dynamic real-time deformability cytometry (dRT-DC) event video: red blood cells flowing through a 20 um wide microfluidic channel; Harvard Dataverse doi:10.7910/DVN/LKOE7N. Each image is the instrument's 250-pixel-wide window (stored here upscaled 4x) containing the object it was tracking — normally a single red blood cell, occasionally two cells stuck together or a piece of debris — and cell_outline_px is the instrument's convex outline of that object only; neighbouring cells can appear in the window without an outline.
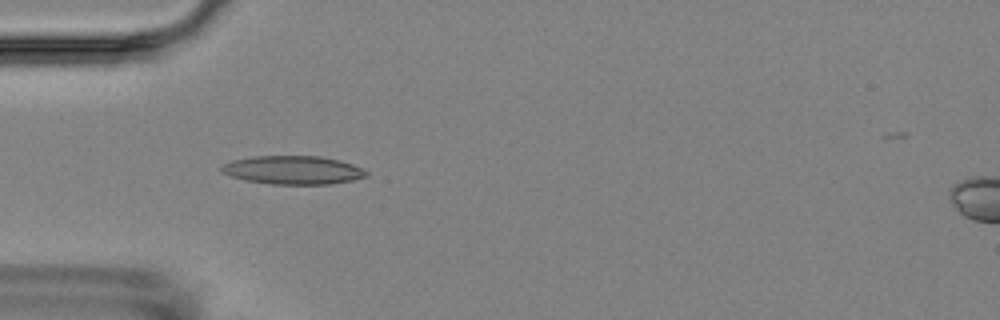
{"species": "Egyptian fruit bat (a non-hibernating species)", "species_latin": "Rousettus aegyptiacus", "temperature_condition": "room temperature", "stored_images_in_passage": 6, "camera_frame_rate_fps": 3000, "um_per_image_px": 0.085, "animal": {"sex": "female"}, "frame": {"image": 1, "passage_image": 4, "time_ms": 3.333, "image_size_px": [1000, 320], "cell_outline_px": [[368, 176], [352, 180], [332, 184], [272, 184], [244, 180], [220, 172], [220, 164], [232, 160], [252, 156], [320, 156], [340, 160], [352, 164], [368, 172]], "centroid_in_image_um": [24.86, 14.45], "position_along_channel_um": 60.1, "area_um2": 24.16}}